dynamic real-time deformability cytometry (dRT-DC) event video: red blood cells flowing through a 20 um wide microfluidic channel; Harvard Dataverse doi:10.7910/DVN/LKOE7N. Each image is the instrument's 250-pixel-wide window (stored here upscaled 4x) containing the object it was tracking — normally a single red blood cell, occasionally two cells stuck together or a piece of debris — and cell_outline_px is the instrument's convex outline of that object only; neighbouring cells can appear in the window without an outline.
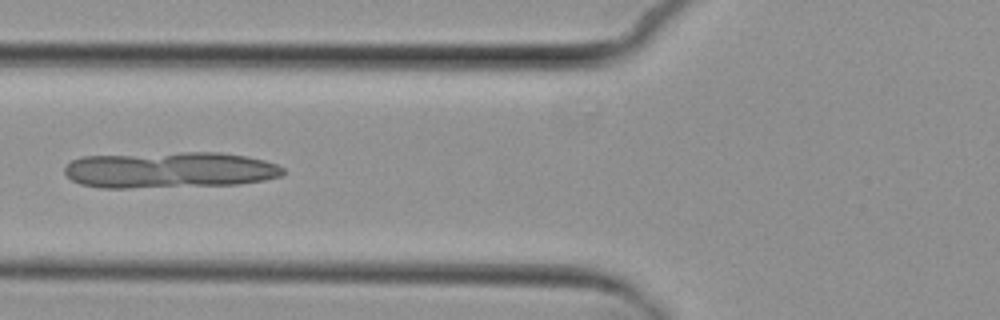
{"species": "common noctule bat (a hibernating species)", "species_latin": "Nyctalus noctula", "temperature_condition": "cold", "stored_images_in_passage": 6, "camera_frame_rate_fps": 3000, "um_per_image_px": 0.085, "animal": {"sex": "female", "body_mass_g": 29.2, "forearm_length_mm": 56.3}, "frame": {"image": 1, "passage_image": 6, "time_ms": 5.667, "image_size_px": [1000, 320], "cell_outline_px": [[284, 172], [280, 176], [264, 180], [240, 184], [128, 188], [100, 188], [80, 184], [72, 180], [64, 172], [64, 168], [72, 160], [84, 156], [180, 152], [220, 152], [244, 156], [264, 160], [276, 164], [284, 168]], "centroid_in_image_um": [14.4, 14.45], "position_along_channel_um": 111.4, "area_um2": 46.18}}